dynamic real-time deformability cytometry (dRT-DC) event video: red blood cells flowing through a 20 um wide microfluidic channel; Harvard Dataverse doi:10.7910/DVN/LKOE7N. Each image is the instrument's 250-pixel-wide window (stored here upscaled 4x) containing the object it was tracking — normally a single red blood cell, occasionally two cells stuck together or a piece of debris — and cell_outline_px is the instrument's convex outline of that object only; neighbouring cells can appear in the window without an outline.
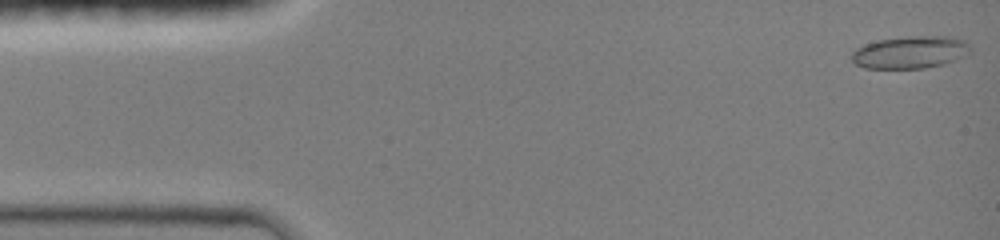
{"species": "common noctule bat (a hibernating species)", "species_latin": "Nyctalus noctula", "temperature_condition": "room temperature", "stored_images_in_passage": 12, "camera_frame_rate_fps": 3000, "um_per_image_px": 0.085, "animal": {"sex": "female", "body_mass_g": 19.0, "forearm_length_mm": 51.5}, "frame": {"image": 1, "passage_image": 1, "time_ms": 0.0, "image_size_px": [1000, 240], "cell_outline_px": [[972, 48], [968, 52], [944, 64], [924, 68], [864, 68], [856, 64], [852, 60], [852, 52], [856, 48], [864, 44], [880, 40], [908, 36], [948, 36], [964, 40]], "centroid_in_image_um": [77.34, 4.43], "position_along_channel_um": 7.7, "area_um2": 22.14}}
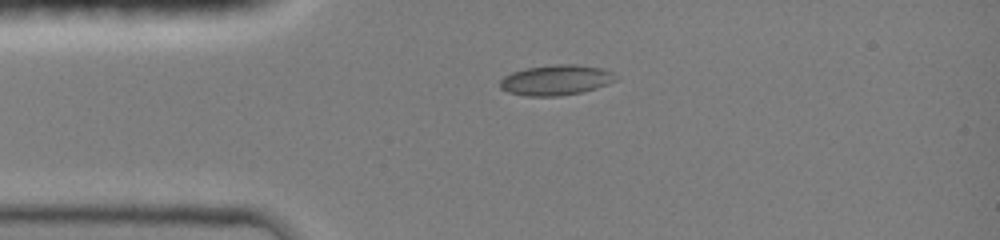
{"frame": {"image": 2, "passage_image": 11, "time_ms": 3.0, "image_size_px": [1000, 240], "cell_outline_px": [[616, 80], [608, 84], [596, 88], [580, 92], [560, 96], [528, 96], [508, 92], [500, 88], [500, 80], [504, 76], [512, 72], [524, 68], [556, 64], [576, 64], [600, 68], [612, 72]], "centroid_in_image_um": [47.22, 6.8], "position_along_channel_um": 37.8, "area_um2": 20.35}}